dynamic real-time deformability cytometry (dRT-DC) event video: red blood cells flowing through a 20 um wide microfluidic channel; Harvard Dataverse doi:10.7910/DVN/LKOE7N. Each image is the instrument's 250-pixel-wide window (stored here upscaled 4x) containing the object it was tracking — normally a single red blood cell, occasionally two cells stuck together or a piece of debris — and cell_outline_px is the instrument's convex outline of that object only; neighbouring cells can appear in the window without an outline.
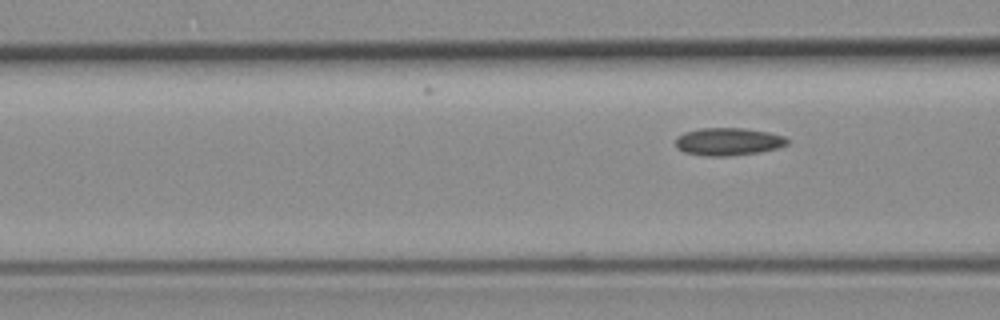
{"species": "common noctule bat (a hibernating species)", "species_latin": "Nyctalus noctula", "temperature_condition": "room temperature", "stored_images_in_passage": 7, "camera_frame_rate_fps": 3000, "um_per_image_px": 0.085, "animal": {"sex": "female", "body_mass_g": 19.3, "forearm_length_mm": 54.1}, "frame": {"image": 1, "passage_image": 7, "time_ms": 2.0, "image_size_px": [1000, 320], "cell_outline_px": [[788, 144], [776, 148], [760, 152], [728, 156], [704, 156], [684, 152], [676, 148], [676, 136], [684, 132], [700, 128], [744, 128], [768, 132], [784, 136], [788, 140]], "centroid_in_image_um": [61.86, 12.04], "position_along_channel_um": 104.7, "area_um2": 18.09}}